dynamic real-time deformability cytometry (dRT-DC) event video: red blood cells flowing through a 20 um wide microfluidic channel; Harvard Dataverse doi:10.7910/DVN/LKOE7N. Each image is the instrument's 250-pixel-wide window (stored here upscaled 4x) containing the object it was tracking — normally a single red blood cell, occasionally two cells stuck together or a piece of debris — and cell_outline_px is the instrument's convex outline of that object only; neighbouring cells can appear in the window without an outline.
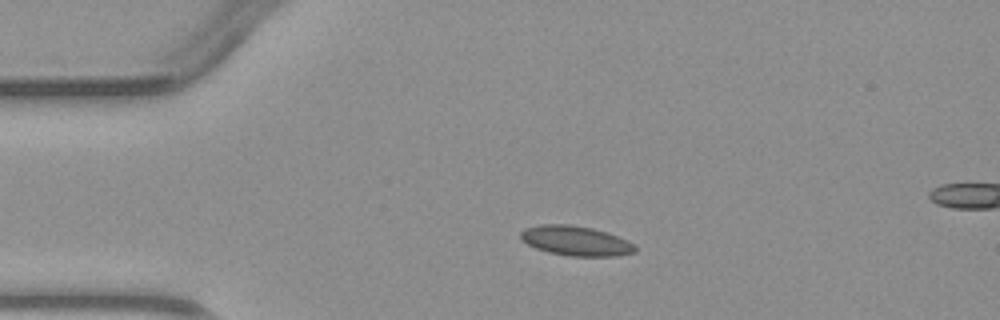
{"species": "common noctule bat (a hibernating species)", "species_latin": "Nyctalus noctula", "temperature_condition": "warm", "stored_images_in_passage": 3, "camera_frame_rate_fps": 3000, "um_per_image_px": 0.085, "animal": {"sex": "male", "body_mass_g": 23.1, "forearm_length_mm": 52.7}, "frame": {"image": 1, "passage_image": 2, "time_ms": 1.667, "image_size_px": [1000, 320], "cell_outline_px": [[636, 252], [616, 256], [568, 256], [548, 252], [536, 248], [520, 240], [520, 232], [524, 228], [540, 224], [568, 224], [592, 228], [608, 232], [628, 240], [636, 244]], "centroid_in_image_um": [48.95, 20.46], "position_along_channel_um": 36.1, "area_um2": 20.11}}